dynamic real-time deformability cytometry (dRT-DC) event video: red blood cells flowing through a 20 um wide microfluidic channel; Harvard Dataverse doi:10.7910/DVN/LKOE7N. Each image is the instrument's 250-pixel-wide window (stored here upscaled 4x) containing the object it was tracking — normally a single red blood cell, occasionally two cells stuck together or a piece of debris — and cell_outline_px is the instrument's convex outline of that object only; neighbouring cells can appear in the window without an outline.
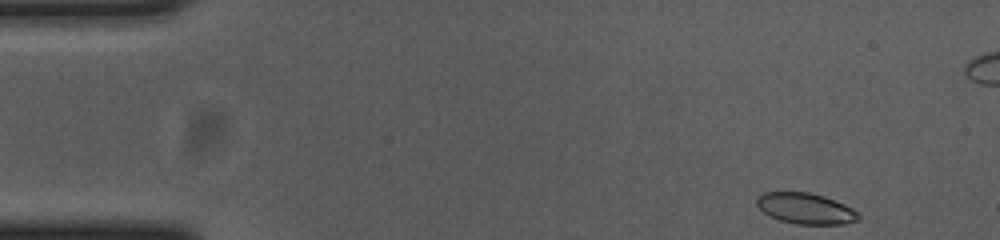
{"species": "common noctule bat (a hibernating species)", "species_latin": "Nyctalus noctula", "temperature_condition": "cold", "stored_images_in_passage": 52, "camera_frame_rate_fps": 3000, "um_per_image_px": 0.085, "animal": {"sex": "female", "body_mass_g": 23.0, "forearm_length_mm": 53.4}, "frame": {"image": 1, "passage_image": 1, "time_ms": 0.0, "image_size_px": [1000, 240], "cell_outline_px": [[860, 220], [844, 224], [796, 224], [780, 220], [764, 212], [756, 204], [756, 196], [764, 192], [808, 192], [824, 196], [844, 204], [860, 212]], "centroid_in_image_um": [68.51, 17.72], "position_along_channel_um": 16.5, "area_um2": 18.38}}
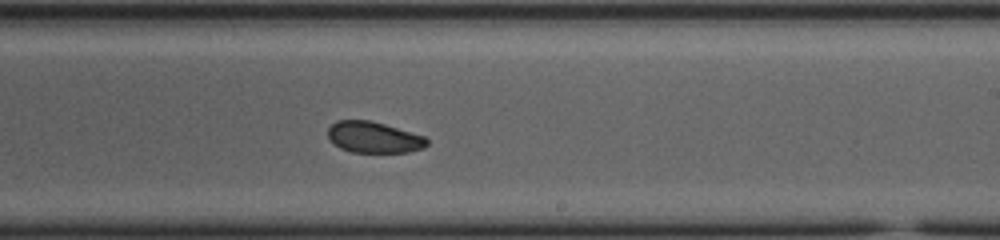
{"frame": {"image": 2, "passage_image": 29, "time_ms": 9.333, "image_size_px": [1000, 240], "cell_outline_px": [[428, 144], [424, 148], [408, 152], [352, 152], [340, 148], [328, 136], [328, 128], [336, 120], [368, 120], [384, 124], [424, 136], [428, 140]], "centroid_in_image_um": [31.78, 11.67], "position_along_channel_um": 257.2, "area_um2": 17.8}}
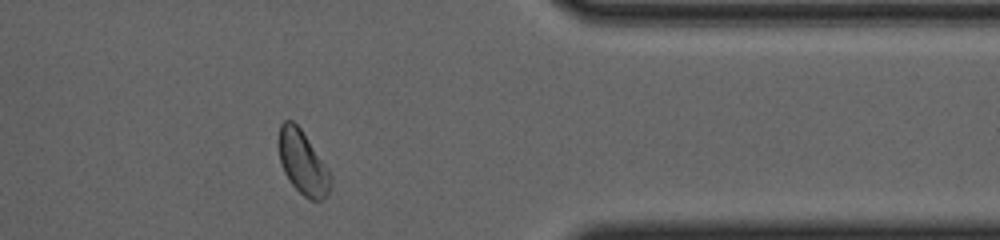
{"frame": {"image": 3, "passage_image": 41, "time_ms": 13.333, "image_size_px": [1000, 240], "cell_outline_px": [[332, 180], [328, 192], [324, 200], [308, 200], [288, 180], [284, 172], [280, 160], [276, 144], [276, 140], [280, 124], [284, 120], [292, 120], [300, 128], [328, 168], [332, 176]], "centroid_in_image_um": [25.7, 13.81], "position_along_channel_um": 385.7, "area_um2": 19.54}, "authors_computed_cell_mechanics": {"area_um2": 19.1896, "velocity_mm_per_s": 3.6576, "shape_relaxation_time_tau1_ms": 8.0742, "shape_relaxation_time_tau2_ms": 3.5749, "deformation_change_tau1": 0.1245, "deformation_change_tau2": 0.0633}}